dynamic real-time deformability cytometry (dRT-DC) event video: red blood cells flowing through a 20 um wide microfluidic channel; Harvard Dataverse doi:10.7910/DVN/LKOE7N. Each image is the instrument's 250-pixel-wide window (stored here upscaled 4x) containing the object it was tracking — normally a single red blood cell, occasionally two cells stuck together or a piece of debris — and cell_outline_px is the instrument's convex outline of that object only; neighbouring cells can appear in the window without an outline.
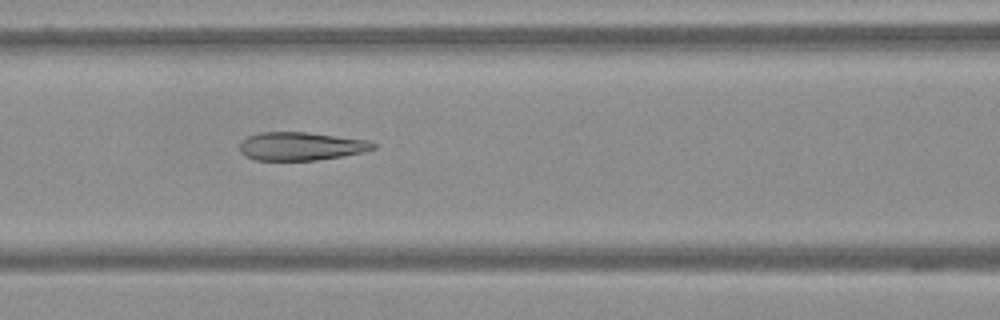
{"species": "Egyptian fruit bat (a non-hibernating species)", "species_latin": "Rousettus aegyptiacus", "temperature_condition": "warm", "stored_images_in_passage": 63, "camera_frame_rate_fps": 3000, "um_per_image_px": 0.085, "frame": {"image": 1, "passage_image": 28, "time_ms": 9.0, "image_size_px": [1000, 320], "cell_outline_px": [[376, 148], [360, 152], [340, 156], [316, 160], [256, 160], [244, 156], [240, 152], [240, 140], [248, 136], [260, 132], [308, 132], [368, 140], [376, 144]], "centroid_in_image_um": [25.53, 12.42], "position_along_channel_um": 141.1, "area_um2": 21.96}}
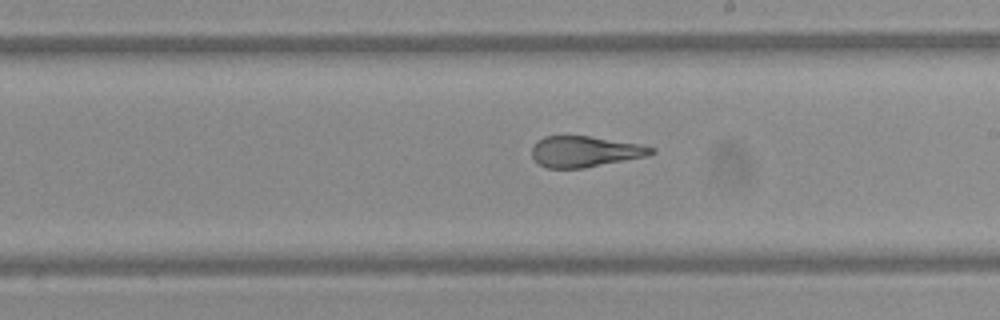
{"frame": {"image": 2, "passage_image": 37, "time_ms": 12.0, "image_size_px": [1000, 320], "cell_outline_px": [[656, 152], [648, 156], [584, 168], [548, 168], [540, 164], [532, 156], [532, 148], [536, 140], [544, 136], [588, 136], [640, 144], [656, 148]], "centroid_in_image_um": [49.74, 12.88], "position_along_channel_um": 239.3, "area_um2": 21.5}}
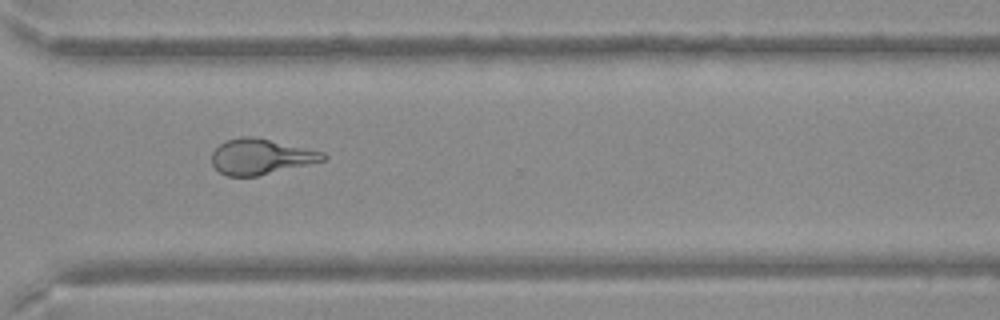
{"frame": {"image": 3, "passage_image": 47, "time_ms": 15.333, "image_size_px": [1000, 320], "cell_outline_px": [[328, 156], [324, 160], [256, 176], [228, 176], [220, 172], [212, 164], [212, 152], [224, 140], [240, 136], [252, 136], [324, 152]], "centroid_in_image_um": [22.13, 13.3], "position_along_channel_um": 348.5, "area_um2": 22.72}}